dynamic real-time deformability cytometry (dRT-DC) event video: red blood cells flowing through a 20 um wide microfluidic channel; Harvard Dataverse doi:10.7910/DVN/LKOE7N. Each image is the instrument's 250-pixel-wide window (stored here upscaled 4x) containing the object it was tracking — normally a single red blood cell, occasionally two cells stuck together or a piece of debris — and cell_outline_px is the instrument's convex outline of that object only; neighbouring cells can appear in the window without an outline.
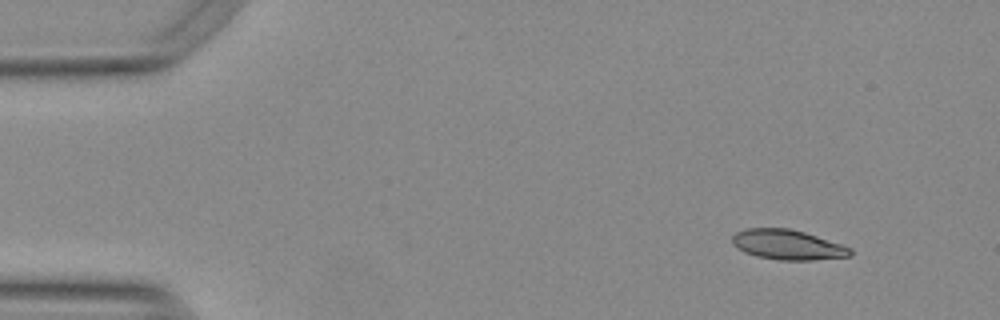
{"species": "Egyptian fruit bat (a non-hibernating species)", "species_latin": "Rousettus aegyptiacus", "temperature_condition": "warm", "stored_images_in_passage": 53, "camera_frame_rate_fps": 3000, "um_per_image_px": 0.085, "animal": {"sex": "female"}, "frame": {"image": 1, "passage_image": 5, "time_ms": 1.333, "image_size_px": [1000, 320], "cell_outline_px": [[852, 256], [812, 260], [780, 260], [756, 256], [744, 252], [736, 248], [732, 244], [732, 236], [736, 232], [744, 228], [788, 228], [804, 232], [852, 248]], "centroid_in_image_um": [66.91, 20.8], "position_along_channel_um": 18.1, "area_um2": 20.63}}
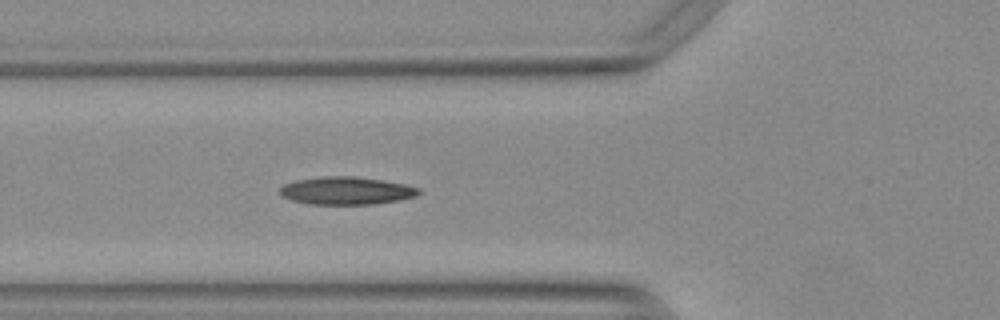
{"frame": {"image": 2, "passage_image": 19, "time_ms": 6.0, "image_size_px": [1000, 320], "cell_outline_px": [[420, 192], [416, 196], [400, 200], [376, 204], [308, 204], [292, 200], [284, 196], [280, 192], [280, 188], [284, 184], [296, 180], [324, 176], [352, 176], [380, 180], [404, 184], [420, 188]], "centroid_in_image_um": [29.45, 16.21], "position_along_channel_um": 96.3, "area_um2": 22.31}}
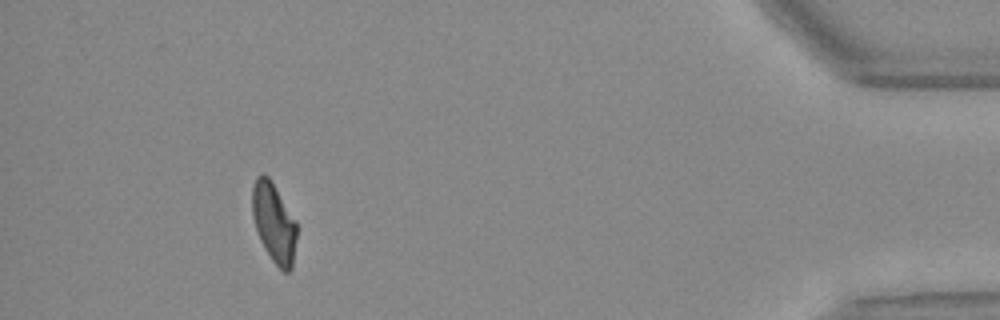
{"frame": {"image": 3, "passage_image": 49, "time_ms": 16.0, "image_size_px": [1000, 320], "cell_outline_px": [[296, 236], [292, 268], [288, 272], [284, 272], [272, 260], [264, 248], [260, 240], [252, 216], [252, 188], [256, 176], [264, 172], [268, 176], [296, 220]], "centroid_in_image_um": [23.27, 18.91], "position_along_channel_um": 411.9, "area_um2": 20.52}, "authors_computed_cell_mechanics": {"area_um2": 21.097, "velocity_mm_per_s": 3.771, "shape_relaxation_time_tau1_ms": null, "shape_relaxation_time_tau2_ms": 3.204, "deformation_change_tau1": null, "deformation_change_tau2": 0.092}}